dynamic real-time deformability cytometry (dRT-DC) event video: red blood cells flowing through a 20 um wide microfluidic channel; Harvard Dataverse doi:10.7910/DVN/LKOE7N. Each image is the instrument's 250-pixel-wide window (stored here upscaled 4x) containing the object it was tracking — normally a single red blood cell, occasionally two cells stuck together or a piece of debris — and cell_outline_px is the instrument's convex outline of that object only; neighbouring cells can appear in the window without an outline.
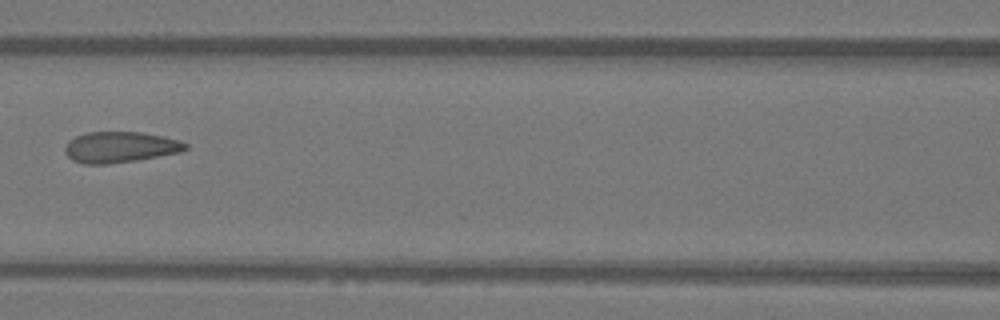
{"species": "Egyptian fruit bat (a non-hibernating species)", "species_latin": "Rousettus aegyptiacus", "temperature_condition": "warm", "stored_images_in_passage": 7, "camera_frame_rate_fps": 3000, "um_per_image_px": 0.085, "animal": {"sex": "female"}, "frame": {"image": 1, "passage_image": 6, "time_ms": 1.667, "image_size_px": [1000, 320], "cell_outline_px": [[188, 148], [180, 152], [136, 160], [104, 164], [84, 164], [72, 160], [64, 152], [64, 148], [68, 140], [76, 136], [88, 132], [140, 132], [164, 136], [180, 140], [188, 144]], "centroid_in_image_um": [10.2, 12.5], "position_along_channel_um": 156.4, "area_um2": 21.73}}
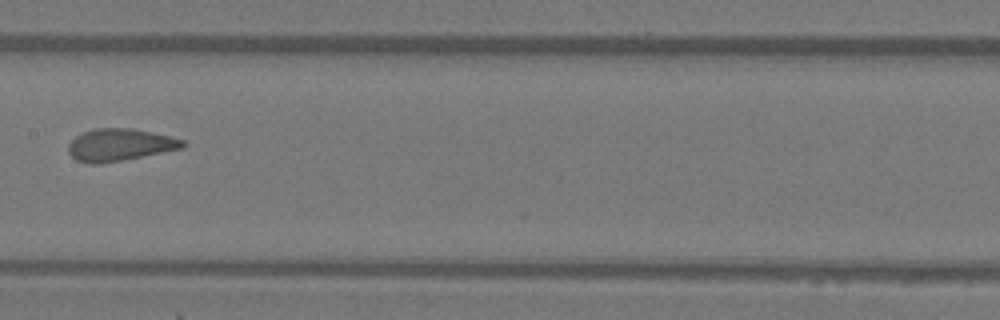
{"frame": {"image": 2, "passage_image": 7, "time_ms": 2.0, "image_size_px": [1000, 320], "cell_outline_px": [[188, 144], [184, 148], [124, 160], [100, 164], [88, 164], [76, 160], [68, 152], [68, 144], [76, 136], [84, 132], [96, 128], [132, 128], [168, 136], [184, 140]], "centroid_in_image_um": [10.19, 12.32], "position_along_channel_um": 197.2, "area_um2": 21.56}}